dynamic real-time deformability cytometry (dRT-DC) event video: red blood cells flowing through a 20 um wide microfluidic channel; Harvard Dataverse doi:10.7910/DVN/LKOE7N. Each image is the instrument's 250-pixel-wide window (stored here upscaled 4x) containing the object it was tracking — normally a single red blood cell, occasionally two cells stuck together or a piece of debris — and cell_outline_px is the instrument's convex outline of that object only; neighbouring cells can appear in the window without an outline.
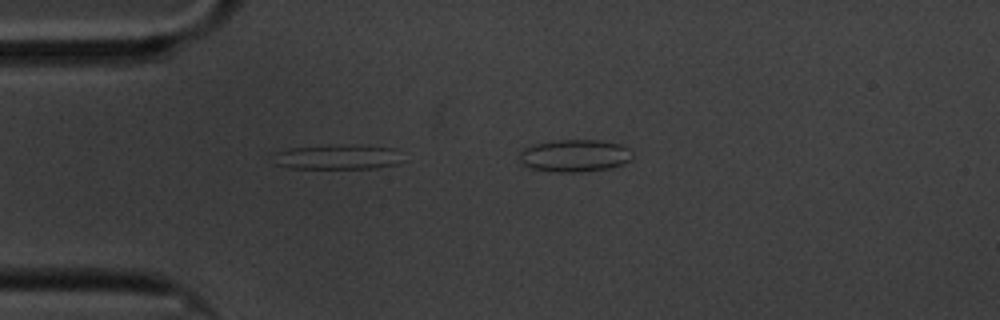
{"species": "common noctule bat (a hibernating species)", "species_latin": "Nyctalus noctula", "temperature_condition": "cold", "stored_images_in_passage": 25, "camera_frame_rate_fps": 3000, "um_per_image_px": 0.085, "animal": {"sex": "male", "body_mass_g": 20.1, "forearm_length_mm": 53.5}, "frame": {"image": 1, "passage_image": 2, "time_ms": 0.333, "image_size_px": [1000, 320], "cell_outline_px": [[404, 160], [396, 164], [372, 168], [288, 168], [272, 164], [272, 152], [288, 148], [340, 144], [356, 144], [396, 148]], "centroid_in_image_um": [28.63, 13.32], "position_along_channel_um": 56.4, "area_um2": 19.36}}
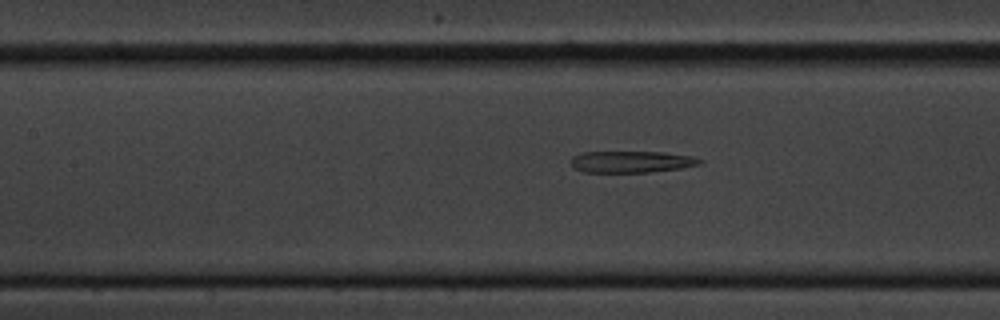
{"frame": {"image": 2, "passage_image": 11, "time_ms": 3.333, "image_size_px": [1000, 320], "cell_outline_px": [[704, 160], [700, 164], [680, 168], [648, 172], [584, 172], [572, 168], [572, 156], [584, 152], [664, 152], [692, 156]], "centroid_in_image_um": [53.67, 13.75], "position_along_channel_um": 153.7, "area_um2": 16.18}}
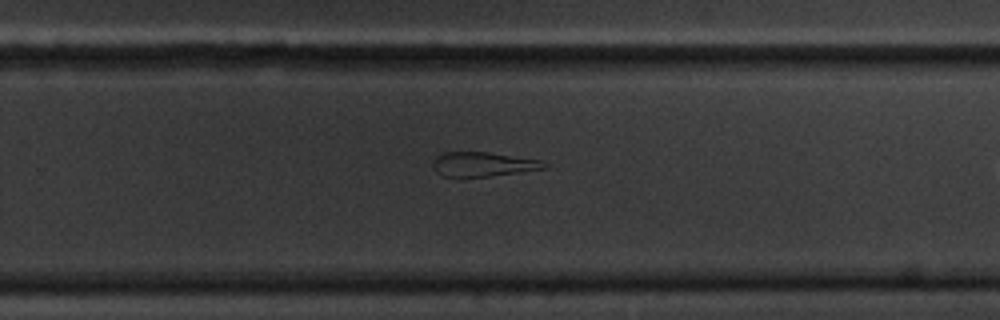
{"frame": {"image": 3, "passage_image": 23, "time_ms": 7.333, "image_size_px": [1000, 320], "cell_outline_px": [[548, 168], [488, 176], [444, 176], [436, 172], [432, 164], [432, 160], [436, 156], [444, 152], [488, 152], [540, 160], [548, 164]], "centroid_in_image_um": [41.04, 13.95], "position_along_channel_um": 288.8, "area_um2": 15.66}}